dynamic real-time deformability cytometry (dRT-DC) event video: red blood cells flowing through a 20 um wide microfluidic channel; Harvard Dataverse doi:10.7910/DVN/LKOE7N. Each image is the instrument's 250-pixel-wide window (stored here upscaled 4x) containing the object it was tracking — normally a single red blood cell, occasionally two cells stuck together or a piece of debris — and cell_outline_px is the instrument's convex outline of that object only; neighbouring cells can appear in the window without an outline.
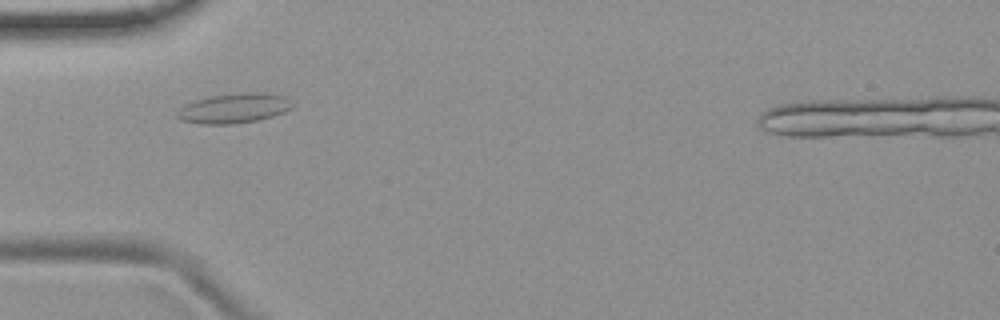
{"species": "common noctule bat (a hibernating species)", "species_latin": "Nyctalus noctula", "temperature_condition": "room temperature", "stored_images_in_passage": 5, "camera_frame_rate_fps": 3000, "um_per_image_px": 0.085, "animal": {"sex": "female", "body_mass_g": 19.9}, "frame": {"image": 1, "passage_image": 3, "time_ms": 3.0, "image_size_px": [1000, 320], "cell_outline_px": [[292, 108], [284, 112], [260, 120], [232, 124], [200, 124], [184, 120], [176, 116], [176, 112], [184, 104], [196, 100], [212, 96], [240, 92], [268, 92], [284, 96], [292, 104]], "centroid_in_image_um": [19.9, 9.19], "position_along_channel_um": 65.1, "area_um2": 20.06}}
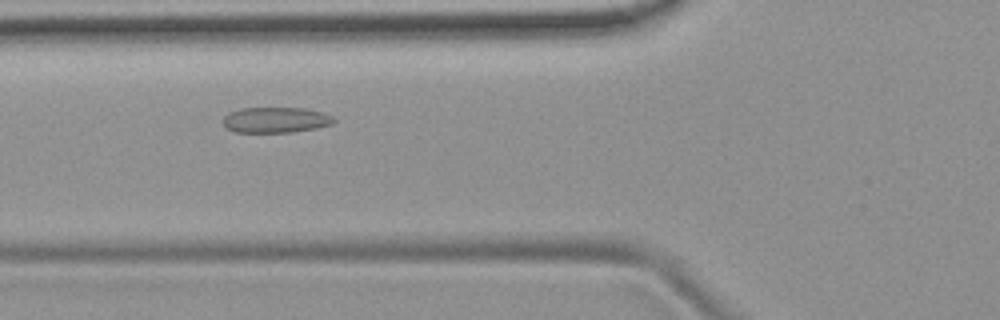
{"frame": {"image": 2, "passage_image": 4, "time_ms": 4.0, "image_size_px": [1000, 320], "cell_outline_px": [[336, 120], [332, 124], [316, 128], [292, 132], [236, 132], [224, 128], [224, 116], [228, 112], [240, 108], [304, 108], [324, 112], [332, 116]], "centroid_in_image_um": [23.43, 10.19], "position_along_channel_um": 102.4, "area_um2": 16.65}}
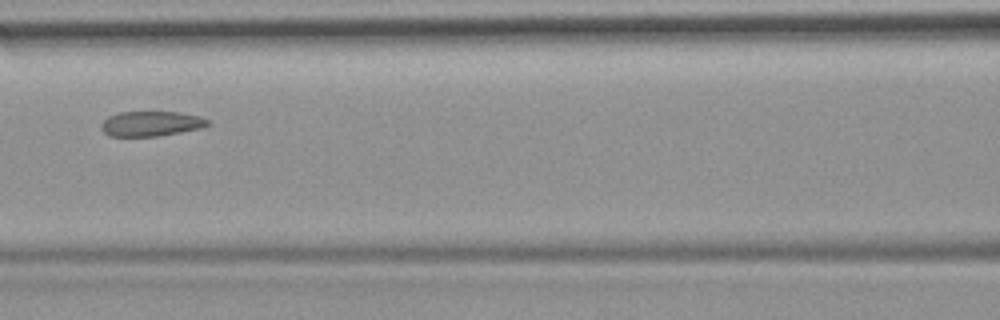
{"frame": {"image": 3, "passage_image": 5, "time_ms": 5.333, "image_size_px": [1000, 320], "cell_outline_px": [[212, 124], [204, 128], [160, 136], [108, 136], [100, 128], [100, 124], [108, 116], [120, 112], [180, 112], [200, 116], [208, 120]], "centroid_in_image_um": [12.87, 10.52], "position_along_channel_um": 153.7, "area_um2": 15.78}}